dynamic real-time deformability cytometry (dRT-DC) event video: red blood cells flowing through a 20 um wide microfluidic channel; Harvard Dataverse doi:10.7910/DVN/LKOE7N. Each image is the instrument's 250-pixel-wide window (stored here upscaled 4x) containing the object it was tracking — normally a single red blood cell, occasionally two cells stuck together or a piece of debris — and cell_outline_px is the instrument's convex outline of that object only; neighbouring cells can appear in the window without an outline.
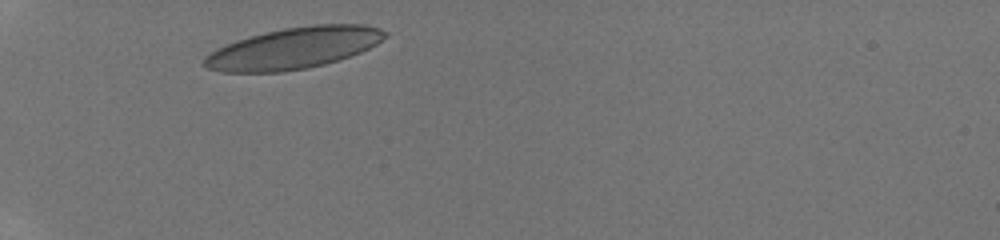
{"species": "human", "species_latin": "Homo sapiens", "temperature_condition": "room temperature", "stored_images_in_passage": 27, "camera_frame_rate_fps": 3000, "um_per_image_px": 0.085, "donor": {"sex": "male"}, "frame": {"image": 1, "passage_image": 2, "time_ms": 0.333, "image_size_px": [1000, 240], "cell_outline_px": [[388, 36], [376, 44], [352, 56], [324, 64], [308, 68], [280, 72], [220, 72], [208, 68], [204, 64], [204, 56], [216, 48], [236, 40], [248, 36], [264, 32], [284, 28], [312, 24], [364, 24], [380, 28], [388, 32]], "centroid_in_image_um": [24.98, 4.08], "position_along_channel_um": 60.0, "area_um2": 43.81}}
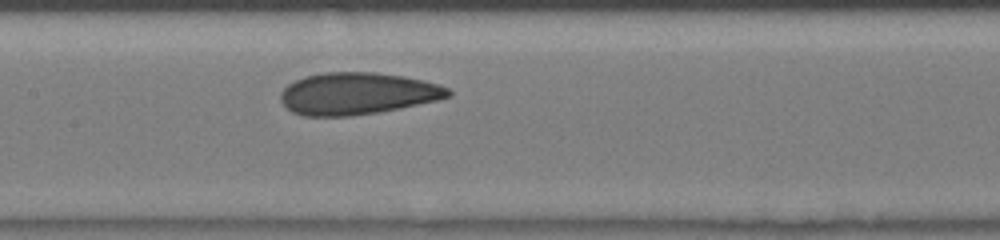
{"frame": {"image": 2, "passage_image": 11, "time_ms": 3.333, "image_size_px": [1000, 240], "cell_outline_px": [[452, 96], [436, 100], [376, 112], [352, 116], [304, 116], [292, 112], [280, 100], [280, 92], [288, 84], [304, 76], [324, 72], [376, 72], [404, 76], [424, 80], [440, 84], [448, 88], [452, 92]], "centroid_in_image_um": [30.36, 7.94], "position_along_channel_um": 177.0, "area_um2": 40.98}}
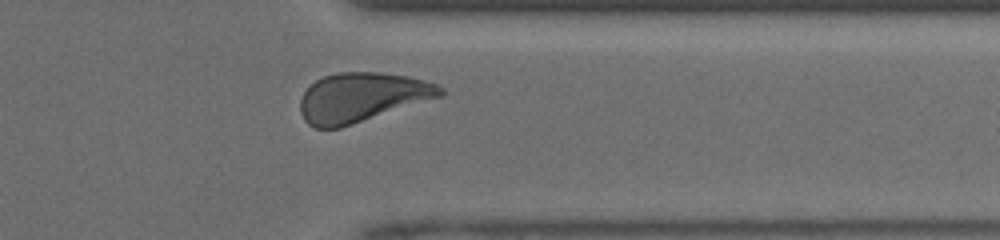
{"frame": {"image": 3, "passage_image": 24, "time_ms": 7.667, "image_size_px": [1000, 240], "cell_outline_px": [[444, 96], [340, 128], [316, 128], [308, 124], [304, 120], [300, 112], [300, 100], [304, 92], [316, 80], [324, 76], [340, 72], [380, 72], [408, 76], [424, 80], [436, 84], [444, 88]], "centroid_in_image_um": [30.78, 8.27], "position_along_channel_um": 380.6, "area_um2": 40.34}}